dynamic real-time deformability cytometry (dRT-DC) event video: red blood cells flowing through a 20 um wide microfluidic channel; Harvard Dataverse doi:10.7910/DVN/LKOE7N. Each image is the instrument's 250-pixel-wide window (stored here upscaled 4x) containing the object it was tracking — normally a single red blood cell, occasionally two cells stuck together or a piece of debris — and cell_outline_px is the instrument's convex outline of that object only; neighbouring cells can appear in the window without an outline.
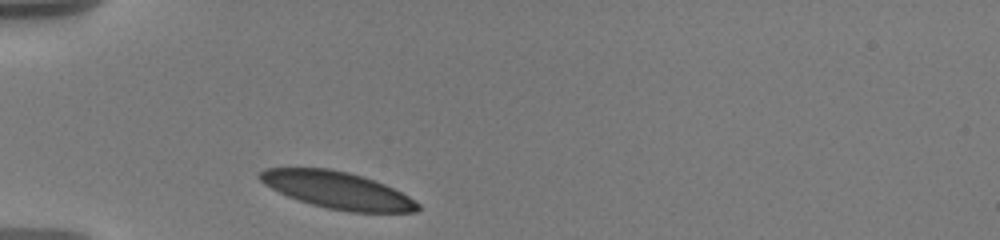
{"species": "human", "species_latin": "Homo sapiens", "temperature_condition": "warm", "stored_images_in_passage": 6, "camera_frame_rate_fps": 3000, "um_per_image_px": 0.085, "donor": {"sex": "male"}, "frame": {"image": 1, "passage_image": 1, "time_ms": 0.0, "image_size_px": [1000, 240], "cell_outline_px": [[420, 208], [416, 212], [348, 212], [328, 208], [312, 204], [288, 196], [264, 184], [256, 176], [264, 168], [328, 168], [348, 172], [384, 184], [408, 196], [420, 204]], "centroid_in_image_um": [28.67, 16.16], "position_along_channel_um": 56.3, "area_um2": 33.64}}
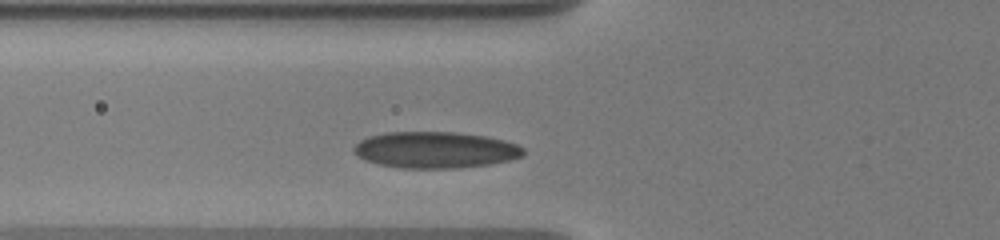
{"frame": {"image": 2, "passage_image": 3, "time_ms": 1.333, "image_size_px": [1000, 240], "cell_outline_px": [[524, 156], [512, 160], [492, 164], [460, 168], [400, 168], [376, 164], [364, 160], [352, 152], [352, 148], [360, 140], [368, 136], [388, 132], [456, 132], [488, 136], [504, 140], [516, 144], [524, 148]], "centroid_in_image_um": [37.01, 12.75], "position_along_channel_um": 88.8, "area_um2": 36.47}}
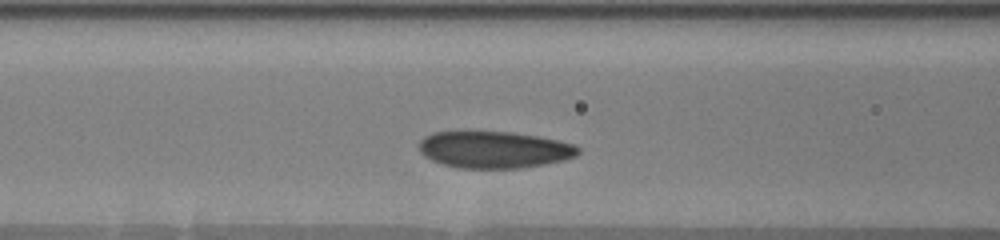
{"frame": {"image": 3, "passage_image": 5, "time_ms": 2.333, "image_size_px": [1000, 240], "cell_outline_px": [[580, 152], [576, 156], [564, 160], [544, 164], [520, 168], [460, 168], [440, 164], [424, 156], [420, 152], [420, 140], [424, 136], [432, 132], [512, 132], [536, 136], [576, 144], [580, 148]], "centroid_in_image_um": [42.01, 12.73], "position_along_channel_um": 124.6, "area_um2": 34.16}}